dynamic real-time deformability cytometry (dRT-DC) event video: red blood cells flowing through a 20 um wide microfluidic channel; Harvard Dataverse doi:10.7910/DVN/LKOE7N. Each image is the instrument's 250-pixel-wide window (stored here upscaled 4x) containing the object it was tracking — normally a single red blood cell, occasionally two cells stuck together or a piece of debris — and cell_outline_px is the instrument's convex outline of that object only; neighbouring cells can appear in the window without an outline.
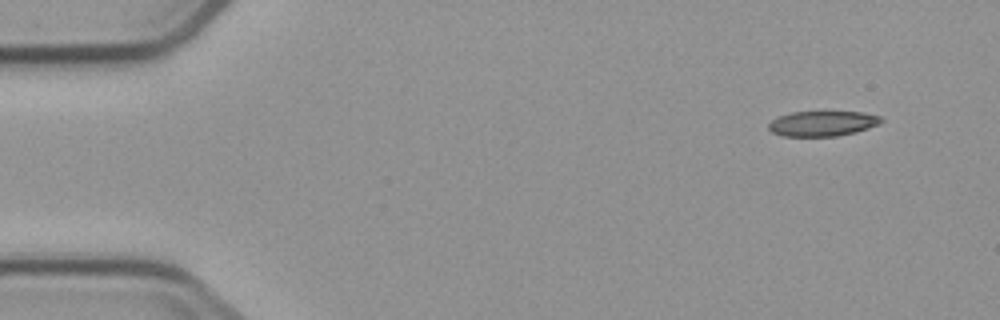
{"species": "common noctule bat (a hibernating species)", "species_latin": "Nyctalus noctula", "temperature_condition": "cold", "stored_images_in_passage": 7, "camera_frame_rate_fps": 3000, "um_per_image_px": 0.085, "animal": {"sex": "male", "body_mass_g": 23.1, "forearm_length_mm": 52.7}, "frame": {"image": 1, "passage_image": 1, "time_ms": 0.0, "image_size_px": [1000, 320], "cell_outline_px": [[884, 120], [880, 124], [856, 132], [836, 136], [784, 136], [772, 132], [768, 128], [768, 124], [772, 120], [780, 116], [792, 112], [864, 112], [880, 116]], "centroid_in_image_um": [69.94, 10.5], "position_along_channel_um": 15.1, "area_um2": 16.47}}
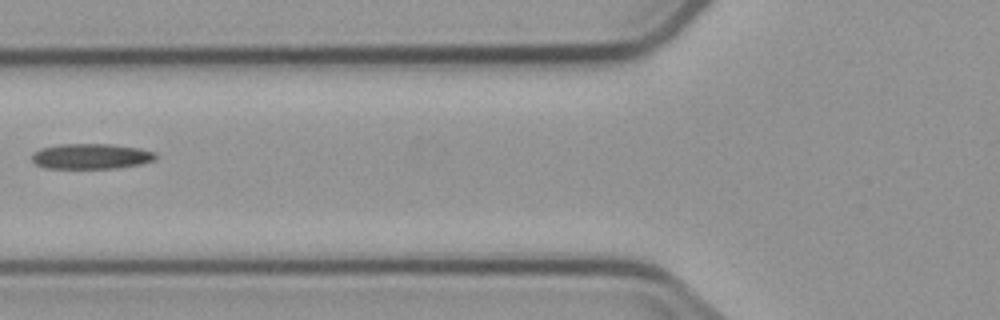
{"frame": {"image": 2, "passage_image": 6, "time_ms": 5.667, "image_size_px": [1000, 320], "cell_outline_px": [[156, 156], [152, 160], [140, 164], [116, 168], [44, 168], [36, 164], [32, 160], [32, 152], [40, 148], [60, 144], [108, 144], [140, 148], [156, 152]], "centroid_in_image_um": [7.7, 13.28], "position_along_channel_um": 118.1, "area_um2": 18.26}}
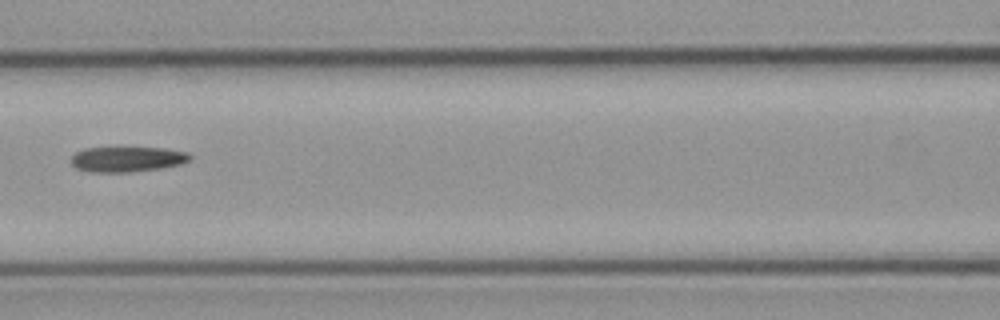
{"frame": {"image": 3, "passage_image": 7, "time_ms": 6.667, "image_size_px": [1000, 320], "cell_outline_px": [[192, 156], [188, 160], [180, 164], [160, 168], [132, 172], [88, 172], [76, 168], [72, 164], [72, 156], [76, 152], [84, 148], [164, 148], [188, 152]], "centroid_in_image_um": [10.8, 13.53], "position_along_channel_um": 155.8, "area_um2": 17.4}}